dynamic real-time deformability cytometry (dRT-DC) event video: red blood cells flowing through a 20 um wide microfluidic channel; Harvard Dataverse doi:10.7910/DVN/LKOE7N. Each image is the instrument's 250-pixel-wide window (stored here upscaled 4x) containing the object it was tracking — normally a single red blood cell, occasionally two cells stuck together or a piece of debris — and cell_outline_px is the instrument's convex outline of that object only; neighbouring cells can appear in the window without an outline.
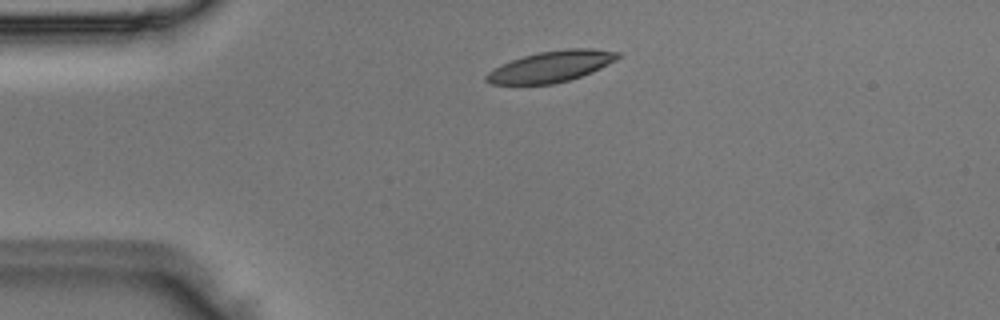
{"species": "Egyptian fruit bat (a non-hibernating species)", "species_latin": "Rousettus aegyptiacus", "temperature_condition": "room temperature", "stored_images_in_passage": 5, "camera_frame_rate_fps": 3000, "um_per_image_px": 0.085, "animal": {"sex": "male"}, "frame": {"image": 1, "passage_image": 1, "time_ms": 0.0, "image_size_px": [1000, 320], "cell_outline_px": [[620, 56], [616, 60], [592, 72], [568, 80], [552, 84], [488, 84], [484, 80], [484, 76], [488, 72], [512, 60], [524, 56], [540, 52], [564, 48], [592, 48], [620, 52]], "centroid_in_image_um": [46.85, 5.65], "position_along_channel_um": 38.1, "area_um2": 23.64}}
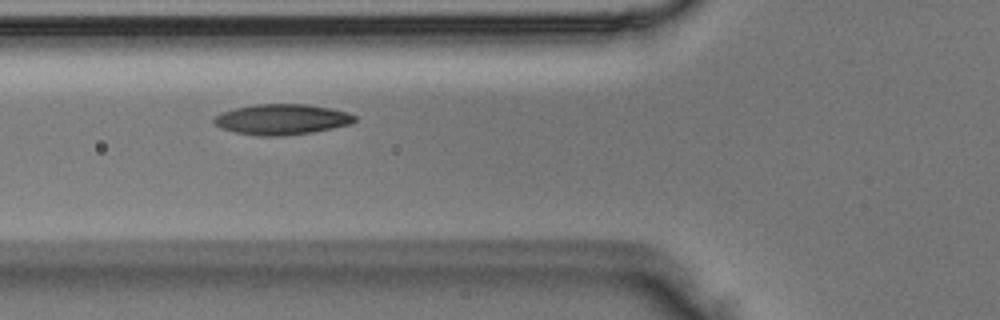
{"frame": {"image": 2, "passage_image": 3, "time_ms": 0.667, "image_size_px": [1000, 320], "cell_outline_px": [[356, 120], [352, 124], [312, 132], [284, 136], [260, 136], [236, 132], [220, 128], [212, 120], [220, 112], [236, 108], [256, 104], [308, 104], [348, 112], [356, 116]], "centroid_in_image_um": [23.96, 10.15], "position_along_channel_um": 101.8, "area_um2": 25.03}}
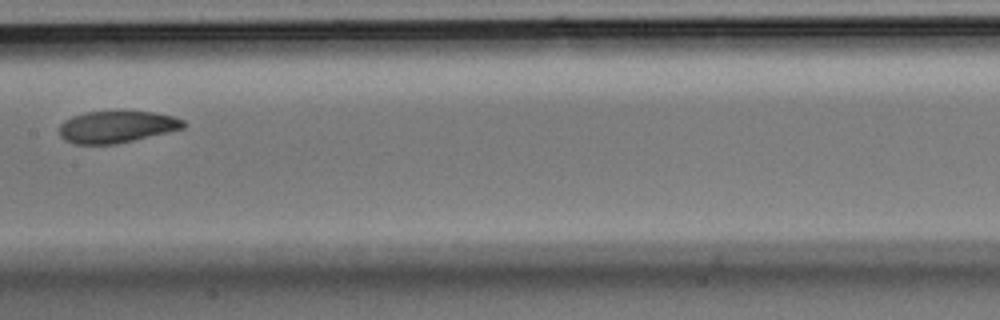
{"frame": {"image": 3, "passage_image": 5, "time_ms": 1.333, "image_size_px": [1000, 320], "cell_outline_px": [[188, 124], [184, 128], [116, 144], [76, 144], [64, 140], [60, 136], [60, 124], [64, 120], [72, 116], [84, 112], [124, 108], [156, 112], [172, 116], [184, 120]], "centroid_in_image_um": [9.93, 10.72], "position_along_channel_um": 197.5, "area_um2": 23.99}}